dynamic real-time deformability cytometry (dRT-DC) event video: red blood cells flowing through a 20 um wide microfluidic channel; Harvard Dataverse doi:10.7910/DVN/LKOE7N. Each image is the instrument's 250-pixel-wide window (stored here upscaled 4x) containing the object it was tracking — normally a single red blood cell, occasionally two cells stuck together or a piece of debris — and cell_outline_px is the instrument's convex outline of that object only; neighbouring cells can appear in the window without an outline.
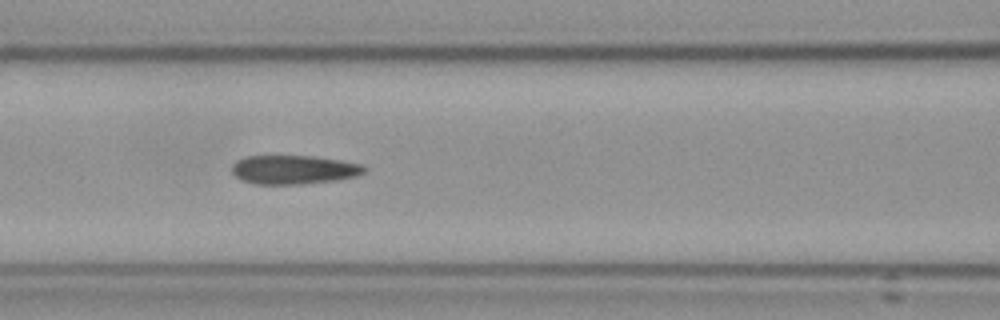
{"species": "Egyptian fruit bat (a non-hibernating species)", "species_latin": "Rousettus aegyptiacus", "temperature_condition": "cold", "stored_images_in_passage": 7, "camera_frame_rate_fps": 3000, "um_per_image_px": 0.085, "frame": {"image": 1, "passage_image": 3, "time_ms": 2.333, "image_size_px": [1000, 320], "cell_outline_px": [[368, 172], [356, 176], [336, 180], [304, 184], [252, 184], [240, 180], [232, 172], [232, 164], [236, 160], [248, 156], [312, 156], [340, 160], [360, 164], [368, 168]], "centroid_in_image_um": [24.97, 14.43], "position_along_channel_um": 141.6, "area_um2": 22.48}}
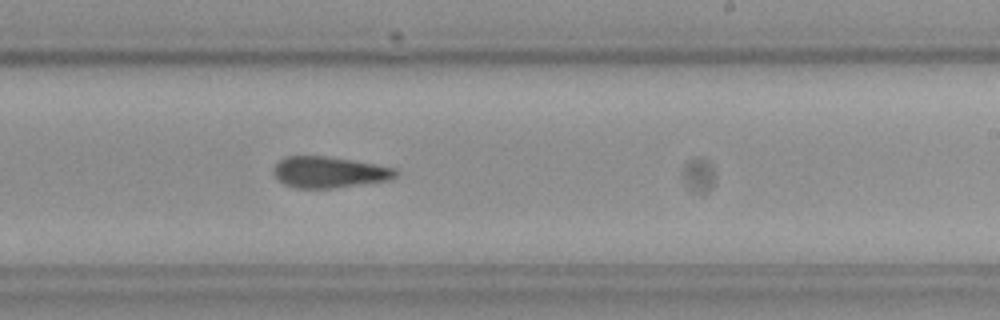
{"frame": {"image": 2, "passage_image": 6, "time_ms": 5.667, "image_size_px": [1000, 320], "cell_outline_px": [[400, 172], [396, 176], [388, 180], [332, 188], [296, 188], [284, 184], [272, 172], [272, 168], [284, 156], [324, 156], [396, 168]], "centroid_in_image_um": [27.95, 14.64], "position_along_channel_um": 261.1, "area_um2": 21.91}}